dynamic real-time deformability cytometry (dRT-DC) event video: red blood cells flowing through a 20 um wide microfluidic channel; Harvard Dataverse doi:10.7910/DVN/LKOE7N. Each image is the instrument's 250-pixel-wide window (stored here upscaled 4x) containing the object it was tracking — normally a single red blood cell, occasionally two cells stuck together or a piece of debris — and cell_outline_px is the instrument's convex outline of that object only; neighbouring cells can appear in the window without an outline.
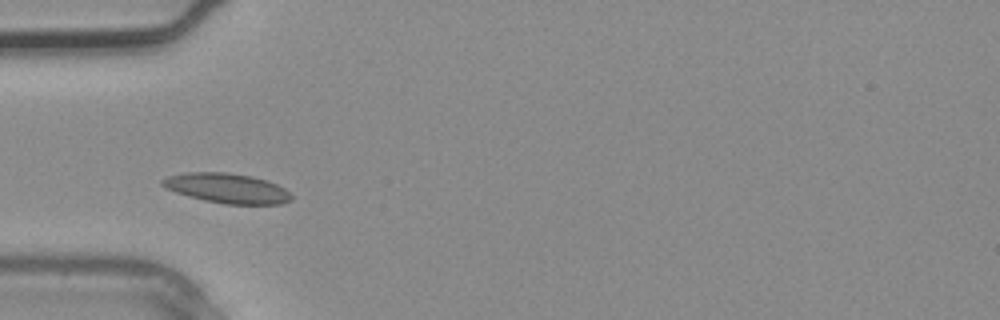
{"species": "common noctule bat (a hibernating species)", "species_latin": "Nyctalus noctula", "temperature_condition": "warm", "stored_images_in_passage": 2, "camera_frame_rate_fps": 3000, "um_per_image_px": 0.085, "animal": {"sex": "male", "body_mass_g": 20.4}, "frame": {"image": 1, "passage_image": 2, "time_ms": 0.333, "image_size_px": [1000, 320], "cell_outline_px": [[292, 200], [280, 204], [224, 204], [204, 200], [188, 196], [176, 192], [160, 184], [160, 180], [168, 176], [188, 172], [224, 172], [252, 176], [268, 180], [284, 188], [292, 196]], "centroid_in_image_um": [19.31, 16.0], "position_along_channel_um": 65.7, "area_um2": 22.37}}